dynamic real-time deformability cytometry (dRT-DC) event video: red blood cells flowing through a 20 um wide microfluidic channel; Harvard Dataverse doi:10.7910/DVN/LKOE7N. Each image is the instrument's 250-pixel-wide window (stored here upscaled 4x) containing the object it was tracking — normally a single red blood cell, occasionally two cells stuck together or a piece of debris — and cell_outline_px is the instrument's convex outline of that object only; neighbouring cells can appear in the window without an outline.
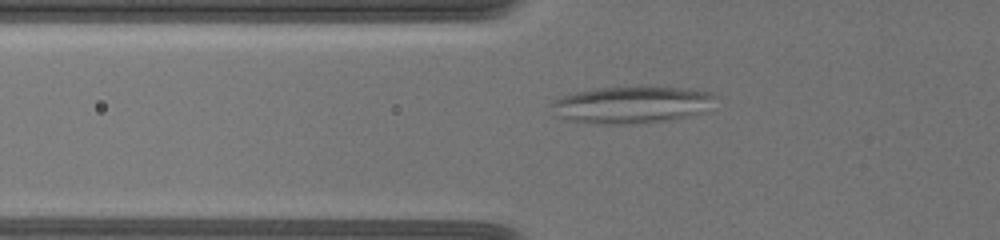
{"species": "common noctule bat (a hibernating species)", "species_latin": "Nyctalus noctula", "temperature_condition": "warm", "stored_images_in_passage": 61, "camera_frame_rate_fps": 3000, "um_per_image_px": 0.085, "animal": {"sex": "female", "body_mass_g": 19.5, "forearm_length_mm": 54.1}, "frame": {"image": 1, "passage_image": 25, "time_ms": 8.0, "image_size_px": [1000, 240], "cell_outline_px": [[716, 96], [708, 112], [668, 120], [628, 124], [596, 124], [564, 120], [556, 116], [548, 104], [552, 100], [576, 92], [596, 88], [684, 88], [712, 92]], "centroid_in_image_um": [53.66, 8.93], "position_along_channel_um": 72.1, "area_um2": 35.37}}
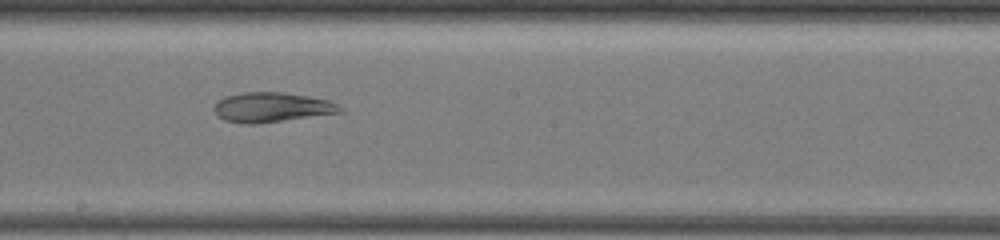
{"frame": {"image": 2, "passage_image": 38, "time_ms": 12.333, "image_size_px": [1000, 240], "cell_outline_px": [[344, 112], [256, 124], [240, 124], [224, 120], [216, 116], [212, 108], [216, 100], [224, 96], [244, 92], [284, 92], [308, 96], [328, 100], [344, 108]], "centroid_in_image_um": [23.04, 9.12], "position_along_channel_um": 225.2, "area_um2": 22.2}}
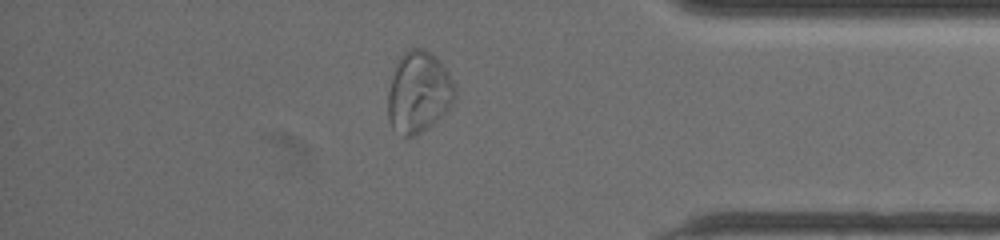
{"frame": {"image": 3, "passage_image": 54, "time_ms": 17.667, "image_size_px": [1000, 240], "cell_outline_px": [[456, 100], [432, 124], [416, 136], [404, 136], [392, 128], [388, 120], [388, 92], [392, 76], [396, 64], [400, 56], [408, 48], [424, 48], [432, 52], [448, 72], [456, 88]], "centroid_in_image_um": [35.58, 7.82], "position_along_channel_um": 399.6, "area_um2": 31.85}}